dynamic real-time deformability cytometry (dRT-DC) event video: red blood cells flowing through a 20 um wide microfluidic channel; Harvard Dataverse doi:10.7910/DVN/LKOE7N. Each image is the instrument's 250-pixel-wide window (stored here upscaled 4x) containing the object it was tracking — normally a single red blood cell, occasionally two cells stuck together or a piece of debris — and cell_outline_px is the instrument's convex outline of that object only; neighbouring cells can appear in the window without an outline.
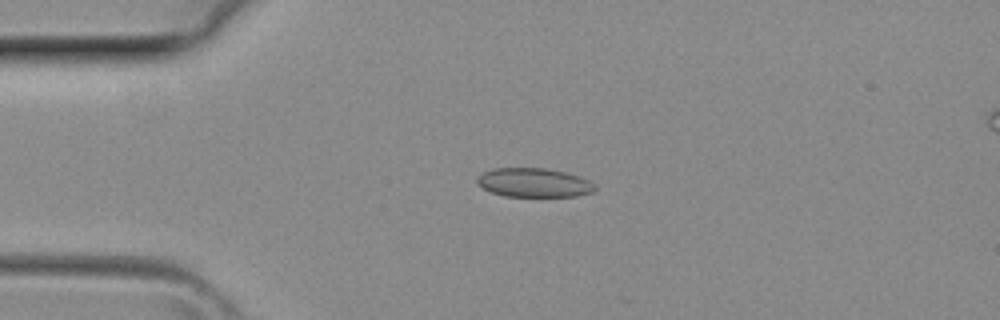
{"species": "common noctule bat (a hibernating species)", "species_latin": "Nyctalus noctula", "temperature_condition": "room temperature", "stored_images_in_passage": 9, "camera_frame_rate_fps": 3000, "um_per_image_px": 0.085, "animal": {"sex": "female", "body_mass_g": 29.2, "forearm_length_mm": 56.3}, "frame": {"image": 1, "passage_image": 5, "time_ms": 1.333, "image_size_px": [1000, 320], "cell_outline_px": [[596, 188], [592, 192], [576, 196], [504, 196], [492, 192], [476, 184], [476, 176], [492, 168], [548, 168], [568, 172], [580, 176], [596, 184]], "centroid_in_image_um": [45.39, 15.51], "position_along_channel_um": 39.6, "area_um2": 20.11}}